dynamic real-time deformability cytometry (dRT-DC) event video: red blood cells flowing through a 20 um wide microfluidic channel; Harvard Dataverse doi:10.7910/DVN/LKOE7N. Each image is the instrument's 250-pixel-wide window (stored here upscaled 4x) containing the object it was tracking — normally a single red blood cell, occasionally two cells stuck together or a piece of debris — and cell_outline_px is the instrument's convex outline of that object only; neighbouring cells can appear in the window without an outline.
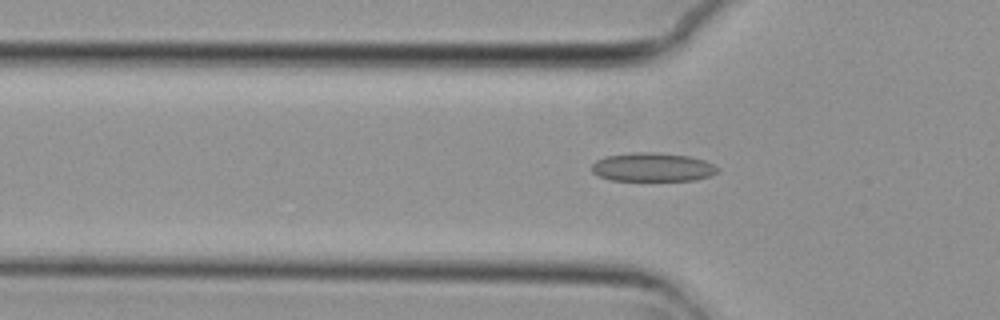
{"species": "common noctule bat (a hibernating species)", "species_latin": "Nyctalus noctula", "temperature_condition": "cold", "stored_images_in_passage": 41, "camera_frame_rate_fps": 3000, "um_per_image_px": 0.085, "animal": {"sex": "female", "body_mass_g": 29.2, "forearm_length_mm": 56.3}, "frame": {"image": 1, "passage_image": 10, "time_ms": 3.0, "image_size_px": [1000, 320], "cell_outline_px": [[720, 168], [716, 172], [708, 176], [696, 180], [612, 180], [600, 176], [592, 172], [592, 164], [596, 160], [604, 156], [632, 152], [656, 152], [692, 156], [704, 160]], "centroid_in_image_um": [55.46, 14.19], "position_along_channel_um": 70.3, "area_um2": 21.1}}
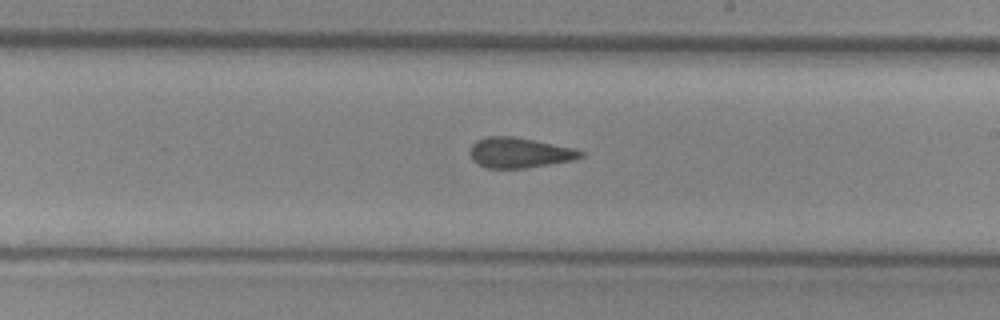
{"frame": {"image": 2, "passage_image": 24, "time_ms": 7.667, "image_size_px": [1000, 320], "cell_outline_px": [[584, 156], [576, 160], [524, 168], [488, 168], [476, 164], [472, 160], [468, 152], [472, 144], [476, 140], [488, 136], [512, 136], [576, 148], [584, 152]], "centroid_in_image_um": [44.15, 12.98], "position_along_channel_um": 244.9, "area_um2": 19.77}}
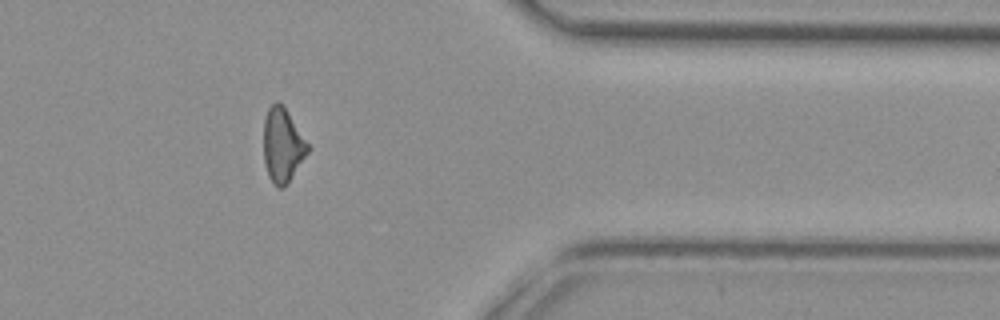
{"frame": {"image": 3, "passage_image": 37, "time_ms": 12.0, "image_size_px": [1000, 320], "cell_outline_px": [[308, 152], [288, 184], [284, 188], [276, 188], [268, 176], [264, 164], [264, 120], [268, 108], [276, 100], [284, 108], [308, 144]], "centroid_in_image_um": [23.99, 12.41], "position_along_channel_um": 387.4, "area_um2": 18.79}}